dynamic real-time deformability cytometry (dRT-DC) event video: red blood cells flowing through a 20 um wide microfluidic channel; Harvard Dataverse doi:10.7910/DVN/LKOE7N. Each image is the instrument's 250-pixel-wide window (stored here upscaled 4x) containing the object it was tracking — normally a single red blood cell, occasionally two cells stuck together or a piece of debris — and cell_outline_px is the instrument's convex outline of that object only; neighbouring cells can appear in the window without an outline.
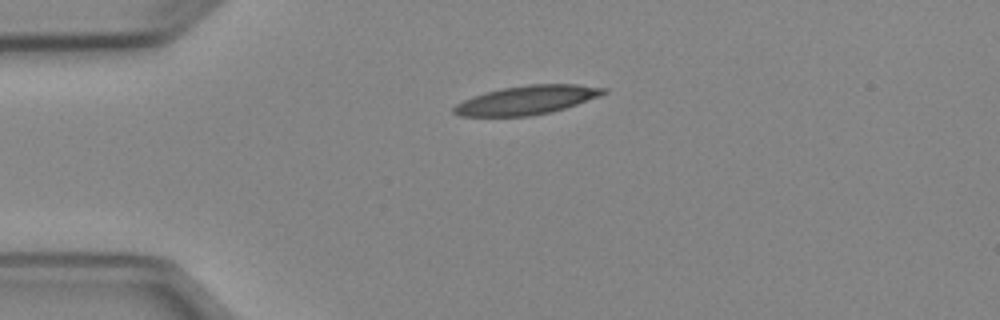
{"species": "Egyptian fruit bat (a non-hibernating species)", "species_latin": "Rousettus aegyptiacus", "temperature_condition": "cold", "stored_images_in_passage": 40, "camera_frame_rate_fps": 3000, "um_per_image_px": 0.085, "animal": {"sex": "female"}, "frame": {"image": 1, "passage_image": 1, "time_ms": 0.0, "image_size_px": [1000, 320], "cell_outline_px": [[608, 92], [600, 96], [552, 112], [528, 116], [460, 116], [452, 112], [452, 108], [456, 104], [472, 96], [484, 92], [504, 88], [528, 84], [576, 84], [608, 88]], "centroid_in_image_um": [44.78, 8.5], "position_along_channel_um": 40.2, "area_um2": 25.14}}
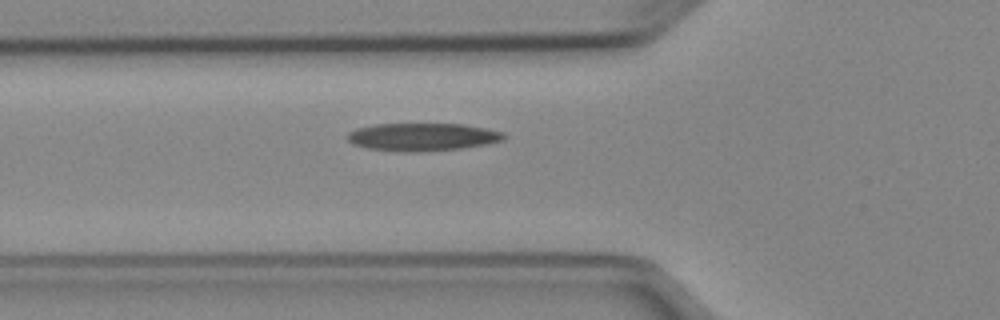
{"frame": {"image": 2, "passage_image": 7, "time_ms": 2.0, "image_size_px": [1000, 320], "cell_outline_px": [[504, 140], [488, 144], [460, 148], [416, 152], [400, 152], [364, 148], [352, 144], [344, 136], [348, 132], [356, 128], [376, 124], [464, 124], [504, 132]], "centroid_in_image_um": [35.84, 11.64], "position_along_channel_um": 90.0, "area_um2": 25.55}}
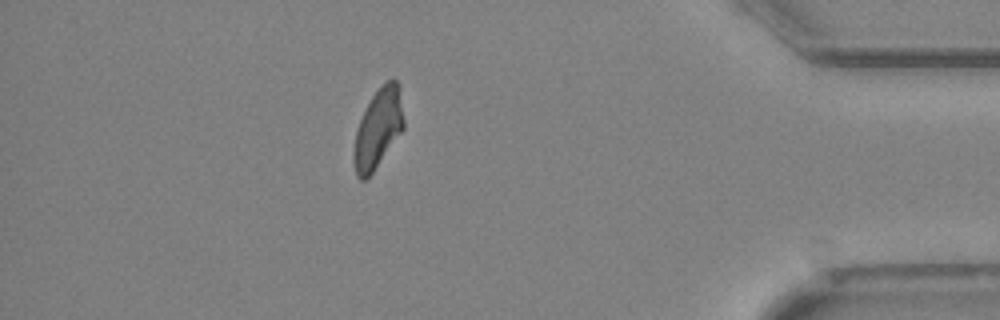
{"frame": {"image": 3, "passage_image": 34, "time_ms": 11.0, "image_size_px": [1000, 320], "cell_outline_px": [[404, 128], [372, 172], [364, 180], [360, 180], [356, 176], [352, 160], [352, 156], [356, 132], [360, 120], [372, 96], [392, 76], [400, 84], [404, 120]], "centroid_in_image_um": [32.14, 10.91], "position_along_channel_um": 403.1, "area_um2": 22.89}, "authors_computed_cell_mechanics": {"area_um2": 24.1604, "velocity_mm_per_s": 3.9365, "shape_relaxation_time_tau1_ms": null, "shape_relaxation_time_tau2_ms": 7.6926, "deformation_change_tau1": null, "deformation_change_tau2": 0.1768}}